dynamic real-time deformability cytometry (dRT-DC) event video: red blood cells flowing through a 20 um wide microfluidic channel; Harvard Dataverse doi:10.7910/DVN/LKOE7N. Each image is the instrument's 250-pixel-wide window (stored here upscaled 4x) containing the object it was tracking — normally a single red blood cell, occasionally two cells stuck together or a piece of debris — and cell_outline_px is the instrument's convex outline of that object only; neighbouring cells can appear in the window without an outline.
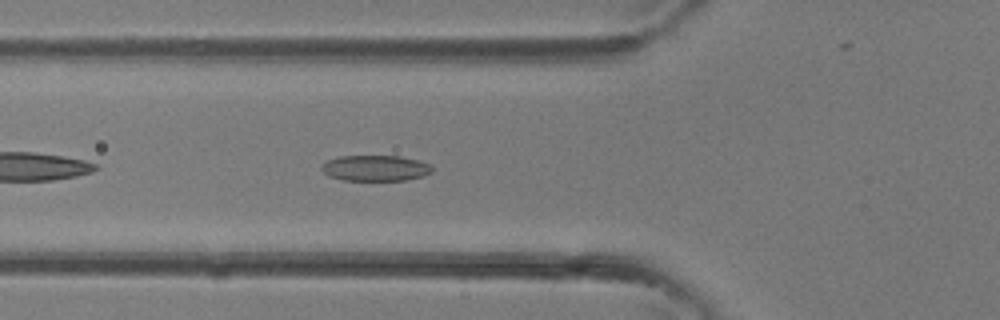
{"species": "common noctule bat (a hibernating species)", "species_latin": "Nyctalus noctula", "temperature_condition": "room temperature", "stored_images_in_passage": 29, "camera_frame_rate_fps": 3000, "um_per_image_px": 0.085, "animal": {"sex": "female"}, "frame": {"image": 1, "passage_image": 4, "time_ms": 1.0, "image_size_px": [1000, 320], "cell_outline_px": [[432, 172], [424, 176], [404, 180], [344, 180], [328, 176], [320, 168], [320, 164], [328, 160], [340, 156], [400, 156], [420, 160], [428, 164], [432, 168]], "centroid_in_image_um": [31.89, 14.28], "position_along_channel_um": 93.9, "area_um2": 16.65}}
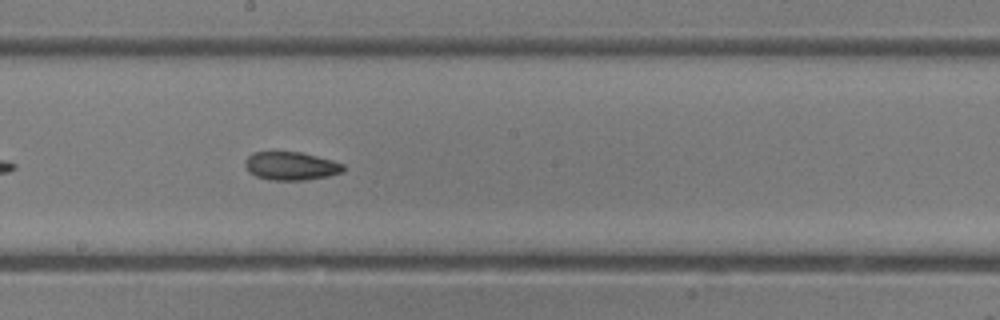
{"frame": {"image": 2, "passage_image": 11, "time_ms": 3.333, "image_size_px": [1000, 320], "cell_outline_px": [[344, 172], [328, 176], [304, 180], [268, 180], [256, 176], [248, 172], [244, 164], [244, 160], [252, 152], [300, 152], [332, 160], [344, 164]], "centroid_in_image_um": [24.71, 14.11], "position_along_channel_um": 223.5, "area_um2": 16.3}}
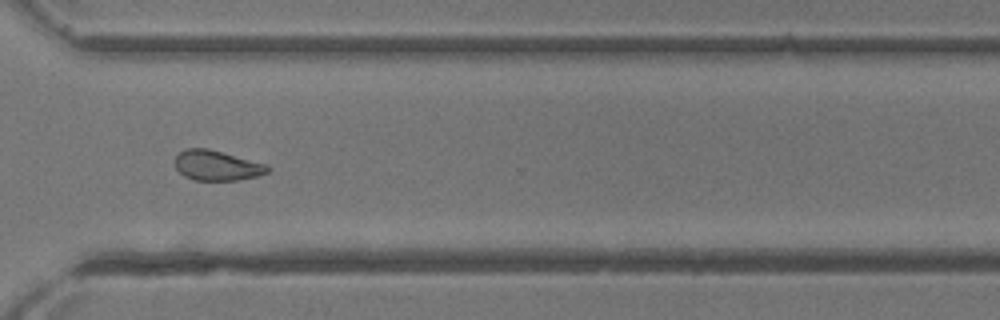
{"frame": {"image": 3, "passage_image": 18, "time_ms": 5.667, "image_size_px": [1000, 320], "cell_outline_px": [[272, 168], [268, 172], [256, 176], [240, 180], [196, 180], [184, 176], [176, 168], [172, 160], [184, 148], [208, 148], [268, 164]], "centroid_in_image_um": [18.43, 14.05], "position_along_channel_um": 352.2, "area_um2": 16.47}}